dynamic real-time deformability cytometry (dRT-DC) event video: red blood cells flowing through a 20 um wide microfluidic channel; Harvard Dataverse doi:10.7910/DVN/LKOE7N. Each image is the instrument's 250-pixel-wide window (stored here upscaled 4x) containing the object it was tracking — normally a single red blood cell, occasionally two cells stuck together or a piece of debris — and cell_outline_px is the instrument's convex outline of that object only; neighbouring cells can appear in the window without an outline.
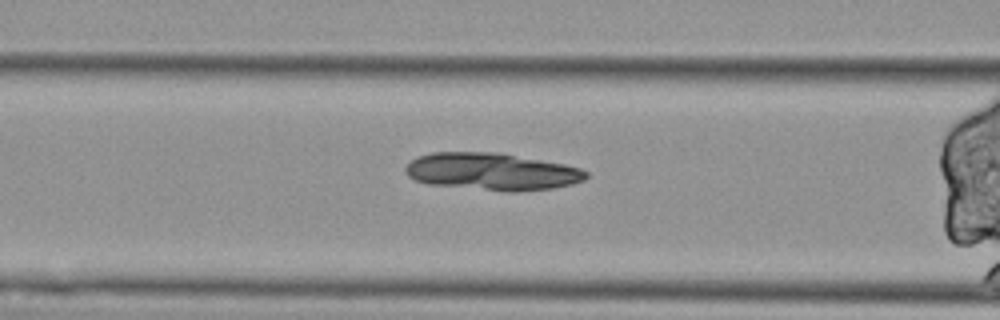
{"species": "Egyptian fruit bat (a non-hibernating species)", "species_latin": "Rousettus aegyptiacus", "temperature_condition": "cold", "stored_images_in_passage": 35, "camera_frame_rate_fps": 3000, "um_per_image_px": 0.085, "animal": {"sex": "female"}, "frame": {"image": 1, "passage_image": 5, "time_ms": 1.333, "image_size_px": [1000, 320], "cell_outline_px": [[588, 176], [584, 180], [572, 184], [552, 188], [512, 192], [508, 192], [428, 184], [416, 180], [408, 176], [404, 172], [404, 168], [416, 156], [432, 152], [496, 152], [564, 164], [580, 168], [588, 172]], "centroid_in_image_um": [41.79, 14.58], "position_along_channel_um": 124.8, "area_um2": 39.25}}
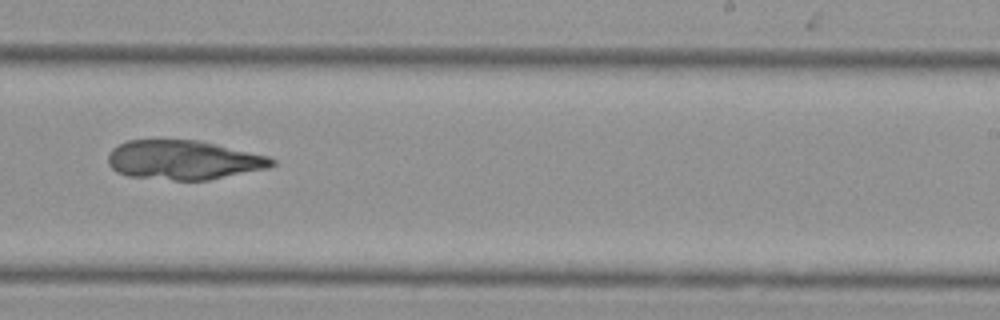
{"frame": {"image": 2, "passage_image": 18, "time_ms": 5.667, "image_size_px": [1000, 320], "cell_outline_px": [[276, 164], [268, 168], [208, 180], [172, 180], [128, 176], [116, 172], [108, 164], [108, 156], [112, 148], [128, 140], [200, 140], [268, 156], [276, 160]], "centroid_in_image_um": [15.6, 13.6], "position_along_channel_um": 273.4, "area_um2": 37.51}}
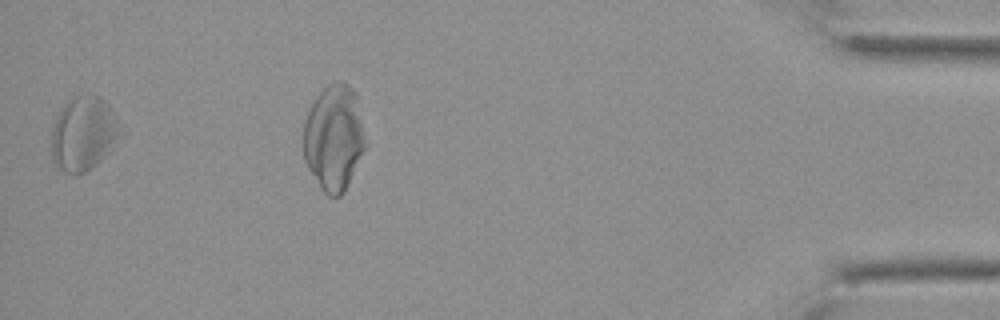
{"frame": {"image": 3, "passage_image": 34, "time_ms": 11.0, "image_size_px": [1000, 320], "cell_outline_px": [[116, 136], [108, 152], [96, 164], [84, 172], [76, 176], [64, 172], [52, 160], [52, 128], [56, 116], [64, 104], [72, 96], [92, 92], [100, 96], [112, 108], [116, 128]], "centroid_in_image_um": [7.01, 11.32], "position_along_channel_um": 428.2, "area_um2": 29.19}}